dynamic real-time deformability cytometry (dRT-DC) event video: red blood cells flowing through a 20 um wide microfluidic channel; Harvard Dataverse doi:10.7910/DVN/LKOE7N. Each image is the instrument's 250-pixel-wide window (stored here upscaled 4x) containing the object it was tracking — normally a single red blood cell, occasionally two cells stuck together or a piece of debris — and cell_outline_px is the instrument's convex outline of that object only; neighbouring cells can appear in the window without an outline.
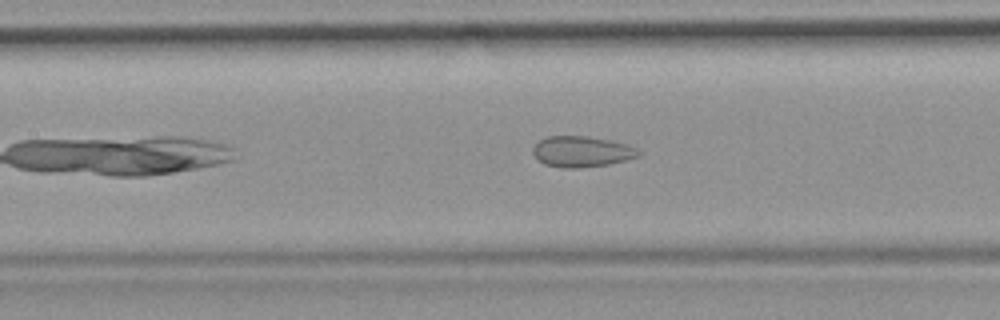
{"species": "common noctule bat (a hibernating species)", "species_latin": "Nyctalus noctula", "temperature_condition": "room temperature", "stored_images_in_passage": 40, "camera_frame_rate_fps": 3000, "um_per_image_px": 0.085, "animal": {"sex": "female", "body_mass_g": 19.9}, "frame": {"image": 1, "passage_image": 12, "time_ms": 3.667, "image_size_px": [1000, 320], "cell_outline_px": [[640, 156], [608, 164], [580, 168], [564, 168], [544, 164], [532, 152], [532, 148], [540, 140], [548, 136], [588, 136], [628, 144], [636, 148], [640, 152]], "centroid_in_image_um": [49.45, 12.88], "position_along_channel_um": 158.0, "area_um2": 18.84}}
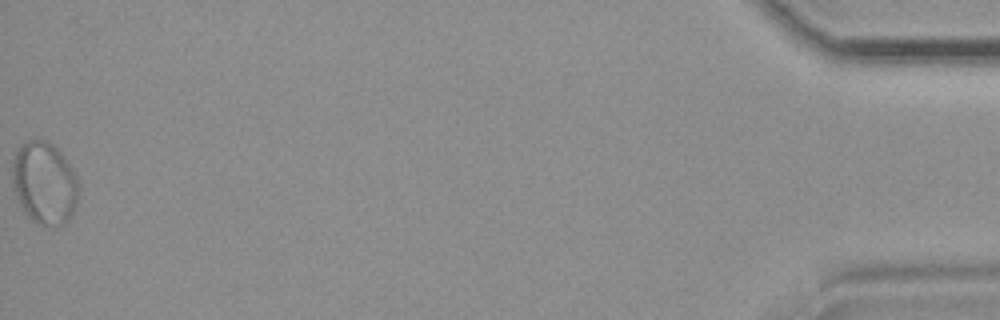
{"frame": {"image": 2, "passage_image": 40, "time_ms": 13.0, "image_size_px": [1000, 320], "cell_outline_px": [[76, 204], [72, 216], [64, 224], [48, 228], [32, 220], [24, 212], [16, 196], [12, 184], [12, 164], [16, 152], [28, 140], [44, 140], [52, 144], [64, 156], [76, 176]], "centroid_in_image_um": [3.75, 15.59], "position_along_channel_um": 431.4, "area_um2": 31.56}, "authors_computed_cell_mechanics": {"area_um2": 20.4612, "velocity_mm_per_s": 3.9761, "shape_relaxation_time_tau1_ms": null, "shape_relaxation_time_tau2_ms": 1.2258, "deformation_change_tau1": null, "deformation_change_tau2": 0.0757}}